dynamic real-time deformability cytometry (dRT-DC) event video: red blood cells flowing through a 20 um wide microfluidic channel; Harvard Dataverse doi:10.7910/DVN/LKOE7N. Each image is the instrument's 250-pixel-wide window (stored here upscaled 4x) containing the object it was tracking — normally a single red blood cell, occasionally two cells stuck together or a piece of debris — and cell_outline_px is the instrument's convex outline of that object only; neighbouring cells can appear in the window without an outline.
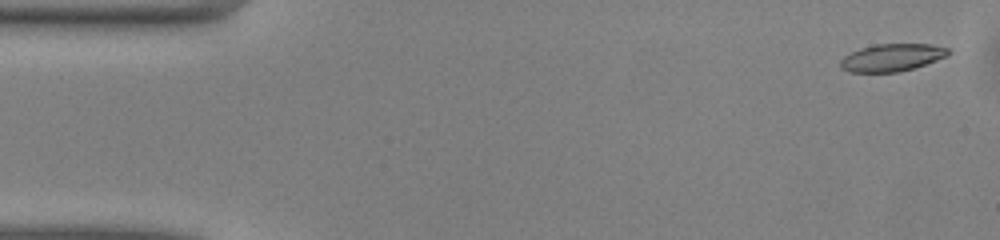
{"species": "common noctule bat (a hibernating species)", "species_latin": "Nyctalus noctula", "temperature_condition": "warm", "stored_images_in_passage": 50, "camera_frame_rate_fps": 3000, "um_per_image_px": 0.085, "animal": {"sex": "male", "body_mass_g": 13.0, "forearm_length_mm": 53.1}, "frame": {"image": 1, "passage_image": 2, "time_ms": 0.333, "image_size_px": [1000, 240], "cell_outline_px": [[952, 52], [948, 56], [900, 72], [848, 72], [840, 68], [840, 60], [844, 56], [860, 48], [876, 44], [928, 44], [948, 48]], "centroid_in_image_um": [75.8, 4.89], "position_along_channel_um": 9.2, "area_um2": 17.22}}
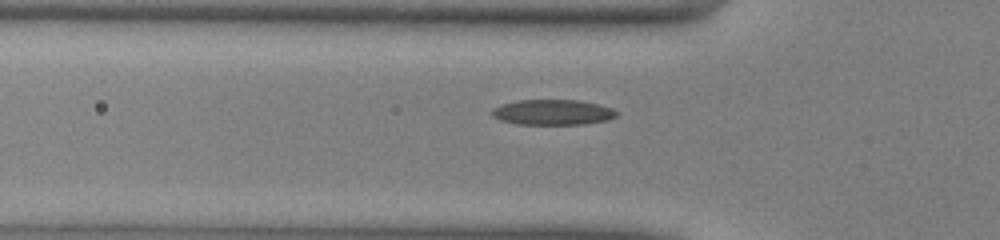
{"frame": {"image": 2, "passage_image": 16, "time_ms": 5.0, "image_size_px": [1000, 240], "cell_outline_px": [[616, 116], [608, 120], [584, 124], [516, 124], [500, 120], [492, 116], [488, 112], [492, 108], [500, 104], [516, 100], [580, 100], [600, 104], [612, 108], [616, 112]], "centroid_in_image_um": [46.92, 9.53], "position_along_channel_um": 78.9, "area_um2": 18.67}}
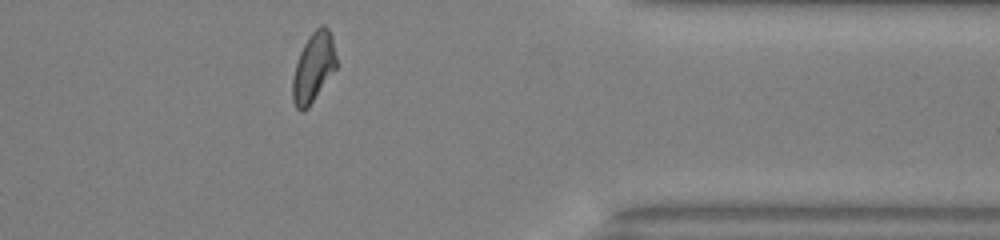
{"frame": {"image": 3, "passage_image": 40, "time_ms": 13.0, "image_size_px": [1000, 240], "cell_outline_px": [[336, 68], [308, 108], [304, 112], [300, 112], [296, 108], [292, 100], [292, 80], [296, 64], [300, 52], [308, 36], [320, 24], [324, 24], [328, 28], [332, 36], [336, 56]], "centroid_in_image_um": [26.63, 5.73], "position_along_channel_um": 384.8, "area_um2": 17.8}, "authors_computed_cell_mechanics": {"area_um2": 17.9758, "velocity_mm_per_s": 4.0821, "shape_relaxation_time_tau1_ms": 6.2937, "shape_relaxation_time_tau2_ms": 2.2882, "deformation_change_tau1": 0.1838, "deformation_change_tau2": 0.0887}}